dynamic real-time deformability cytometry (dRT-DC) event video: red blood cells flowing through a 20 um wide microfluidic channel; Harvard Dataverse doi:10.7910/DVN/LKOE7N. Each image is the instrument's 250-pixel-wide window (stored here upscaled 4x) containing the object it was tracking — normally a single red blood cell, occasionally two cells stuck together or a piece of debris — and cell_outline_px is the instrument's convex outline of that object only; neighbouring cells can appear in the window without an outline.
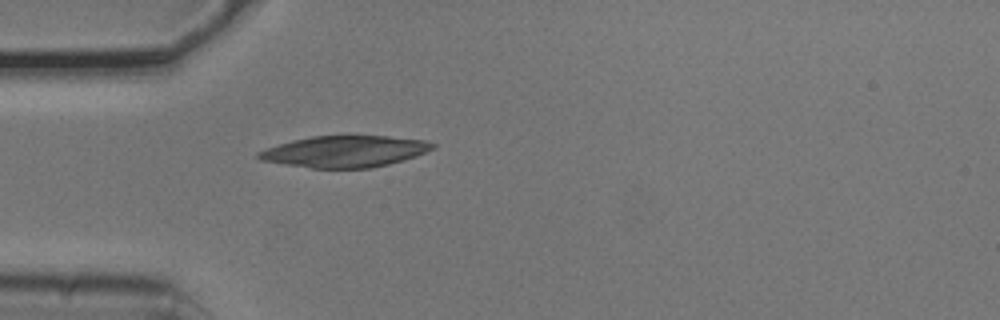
{"species": "common noctule bat (a hibernating species)", "species_latin": "Nyctalus noctula", "temperature_condition": "cold", "stored_images_in_passage": 4, "camera_frame_rate_fps": 3000, "um_per_image_px": 0.085, "animal": {"sex": "male", "body_mass_g": 20.5, "forearm_length_mm": 52.5}, "frame": {"image": 1, "passage_image": 4, "time_ms": 1.0, "image_size_px": [1000, 320], "cell_outline_px": [[436, 148], [416, 156], [404, 160], [372, 168], [312, 168], [284, 164], [260, 160], [256, 156], [256, 152], [264, 148], [292, 140], [312, 136], [388, 136], [428, 140], [436, 144]], "centroid_in_image_um": [29.32, 12.87], "position_along_channel_um": 55.7, "area_um2": 32.14}}